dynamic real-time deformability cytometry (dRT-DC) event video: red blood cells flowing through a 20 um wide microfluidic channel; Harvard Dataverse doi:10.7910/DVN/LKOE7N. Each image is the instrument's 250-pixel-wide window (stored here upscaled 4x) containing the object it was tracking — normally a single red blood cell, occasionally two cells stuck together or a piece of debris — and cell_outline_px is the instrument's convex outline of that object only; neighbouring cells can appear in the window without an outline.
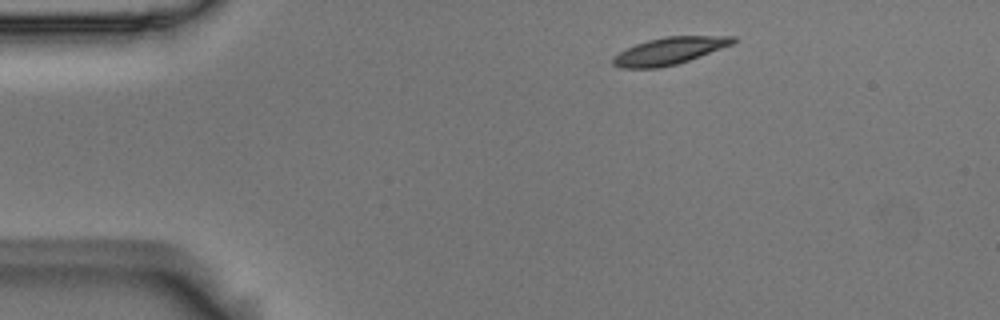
{"species": "Egyptian fruit bat (a non-hibernating species)", "species_latin": "Rousettus aegyptiacus", "temperature_condition": "room temperature", "stored_images_in_passage": 3, "camera_frame_rate_fps": 3000, "um_per_image_px": 0.085, "animal": {"sex": "male"}, "frame": {"image": 1, "passage_image": 1, "time_ms": 0.0, "image_size_px": [1000, 320], "cell_outline_px": [[736, 40], [732, 44], [688, 60], [676, 64], [660, 68], [624, 68], [612, 64], [612, 56], [636, 44], [648, 40], [664, 36], [736, 36]], "centroid_in_image_um": [56.87, 4.32], "position_along_channel_um": 28.1, "area_um2": 18.73}}